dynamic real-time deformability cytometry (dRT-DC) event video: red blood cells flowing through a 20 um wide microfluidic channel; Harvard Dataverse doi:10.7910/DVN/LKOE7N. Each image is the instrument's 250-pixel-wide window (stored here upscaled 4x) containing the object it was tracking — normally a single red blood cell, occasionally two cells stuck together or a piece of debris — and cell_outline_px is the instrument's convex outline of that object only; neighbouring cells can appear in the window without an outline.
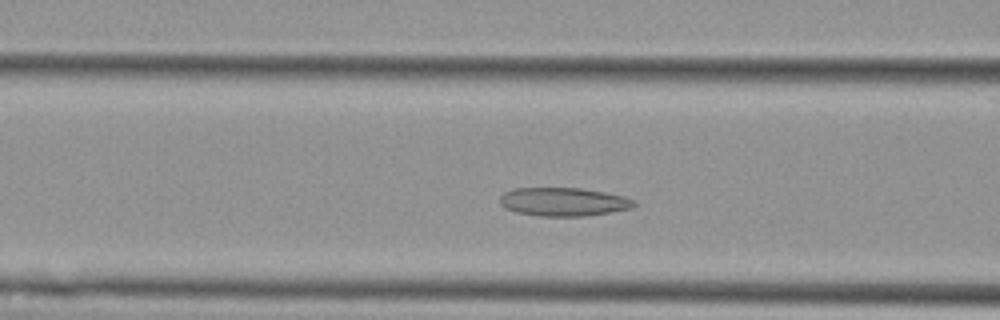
{"species": "Egyptian fruit bat (a non-hibernating species)", "species_latin": "Rousettus aegyptiacus", "temperature_condition": "cold", "stored_images_in_passage": 31, "camera_frame_rate_fps": 3000, "um_per_image_px": 0.085, "animal": {"sex": "female"}, "frame": {"image": 1, "passage_image": 12, "time_ms": 3.667, "image_size_px": [1000, 320], "cell_outline_px": [[636, 204], [632, 208], [612, 212], [584, 216], [540, 216], [516, 212], [504, 208], [500, 204], [500, 196], [504, 192], [512, 188], [580, 188], [604, 192], [624, 196], [636, 200]], "centroid_in_image_um": [47.89, 17.15], "position_along_channel_um": 118.7, "area_um2": 22.43}}
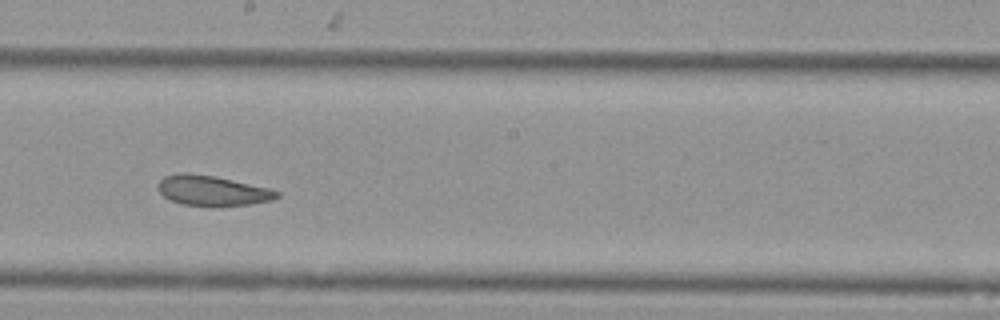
{"frame": {"image": 2, "passage_image": 21, "time_ms": 6.667, "image_size_px": [1000, 320], "cell_outline_px": [[280, 196], [272, 200], [248, 204], [212, 208], [180, 204], [164, 196], [156, 188], [156, 184], [164, 176], [180, 172], [188, 172], [216, 176], [268, 188], [280, 192]], "centroid_in_image_um": [18.0, 16.22], "position_along_channel_um": 230.2, "area_um2": 21.39}}
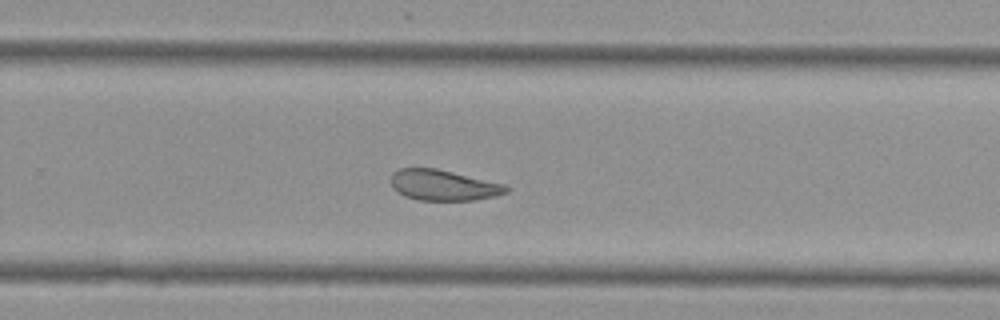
{"frame": {"image": 3, "passage_image": 26, "time_ms": 8.333, "image_size_px": [1000, 320], "cell_outline_px": [[508, 192], [496, 196], [472, 200], [420, 200], [404, 196], [392, 188], [392, 172], [400, 168], [436, 168], [504, 184], [508, 188]], "centroid_in_image_um": [37.67, 15.74], "position_along_channel_um": 292.1, "area_um2": 20.46}}